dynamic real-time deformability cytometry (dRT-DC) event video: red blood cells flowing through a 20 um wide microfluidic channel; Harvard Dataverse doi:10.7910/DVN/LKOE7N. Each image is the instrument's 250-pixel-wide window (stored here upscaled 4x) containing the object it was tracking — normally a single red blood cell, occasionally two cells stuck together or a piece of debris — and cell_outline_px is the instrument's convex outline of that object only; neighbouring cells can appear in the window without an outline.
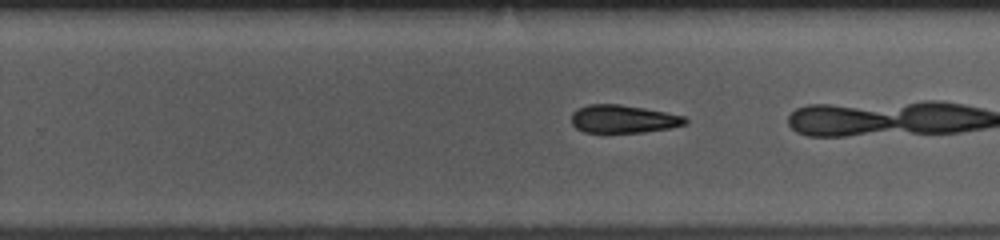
{"species": "common noctule bat (a hibernating species)", "species_latin": "Nyctalus noctula", "temperature_condition": "room temperature", "stored_images_in_passage": 37, "camera_frame_rate_fps": 3000, "um_per_image_px": 0.085, "animal": {"sex": "female", "body_mass_g": 10.0, "forearm_length_mm": 53.1}, "frame": {"image": 1, "passage_image": 29, "time_ms": 9.333, "image_size_px": [1000, 240], "cell_outline_px": [[688, 124], [668, 128], [644, 132], [584, 132], [576, 128], [572, 124], [572, 112], [576, 108], [588, 104], [620, 104], [644, 108], [684, 116], [688, 120]], "centroid_in_image_um": [52.95, 10.11], "position_along_channel_um": 276.8, "area_um2": 18.55}}